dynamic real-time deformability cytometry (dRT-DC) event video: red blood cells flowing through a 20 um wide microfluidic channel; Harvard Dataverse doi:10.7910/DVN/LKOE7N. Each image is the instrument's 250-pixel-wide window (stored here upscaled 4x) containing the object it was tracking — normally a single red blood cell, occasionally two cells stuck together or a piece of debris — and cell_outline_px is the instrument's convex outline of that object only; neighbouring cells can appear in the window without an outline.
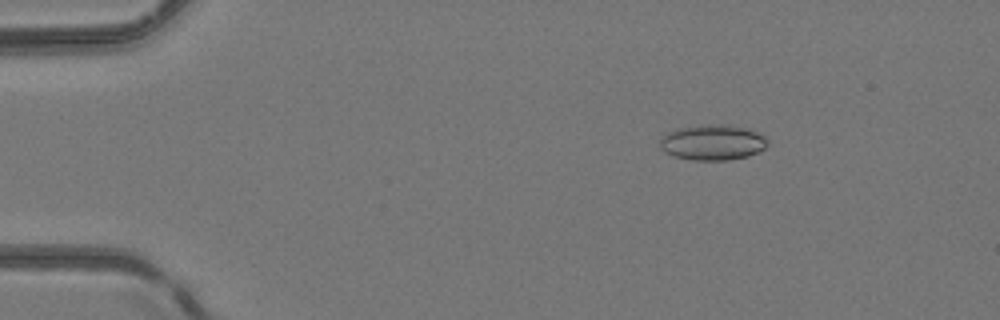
{"species": "common noctule bat (a hibernating species)", "species_latin": "Nyctalus noctula", "temperature_condition": "room temperature", "stored_images_in_passage": 51, "camera_frame_rate_fps": 3000, "um_per_image_px": 0.085, "animal": {"sex": "female", "body_mass_g": 24.6, "forearm_length_mm": 56.2}, "frame": {"image": 1, "passage_image": 9, "time_ms": 2.667, "image_size_px": [1000, 320], "cell_outline_px": [[768, 144], [764, 148], [748, 156], [728, 160], [692, 160], [672, 156], [664, 152], [660, 148], [660, 140], [668, 132], [676, 128], [704, 124], [716, 124], [748, 128], [760, 132], [768, 140]], "centroid_in_image_um": [60.56, 12.1], "position_along_channel_um": 24.4, "area_um2": 22.43}}
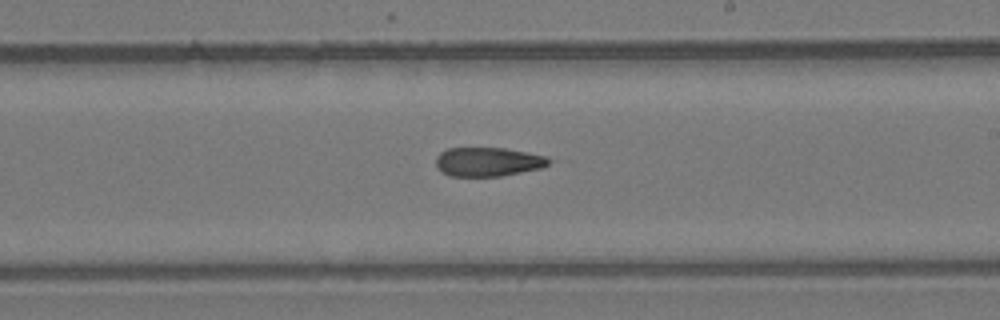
{"frame": {"image": 2, "passage_image": 31, "time_ms": 10.0, "image_size_px": [1000, 320], "cell_outline_px": [[552, 160], [548, 164], [540, 168], [500, 176], [448, 176], [436, 164], [436, 156], [440, 152], [448, 148], [504, 148], [528, 152], [544, 156]], "centroid_in_image_um": [41.47, 13.74], "position_along_channel_um": 247.5, "area_um2": 18.9}}
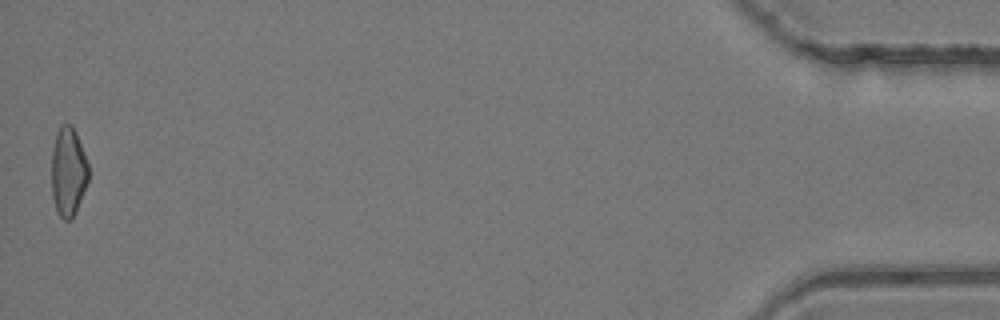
{"frame": {"image": 3, "passage_image": 51, "time_ms": 16.667, "image_size_px": [1000, 320], "cell_outline_px": [[88, 180], [76, 212], [68, 220], [64, 220], [56, 212], [52, 196], [52, 148], [56, 132], [60, 124], [72, 124], [76, 132], [84, 152], [88, 164]], "centroid_in_image_um": [5.79, 14.57], "position_along_channel_um": 429.4, "area_um2": 19.25}, "authors_computed_cell_mechanics": {"area_um2": 20.1144, "velocity_mm_per_s": 4.1967, "shape_relaxation_time_tau1_ms": null, "shape_relaxation_time_tau2_ms": 3.7308, "deformation_change_tau1": null, "deformation_change_tau2": 0.127}}